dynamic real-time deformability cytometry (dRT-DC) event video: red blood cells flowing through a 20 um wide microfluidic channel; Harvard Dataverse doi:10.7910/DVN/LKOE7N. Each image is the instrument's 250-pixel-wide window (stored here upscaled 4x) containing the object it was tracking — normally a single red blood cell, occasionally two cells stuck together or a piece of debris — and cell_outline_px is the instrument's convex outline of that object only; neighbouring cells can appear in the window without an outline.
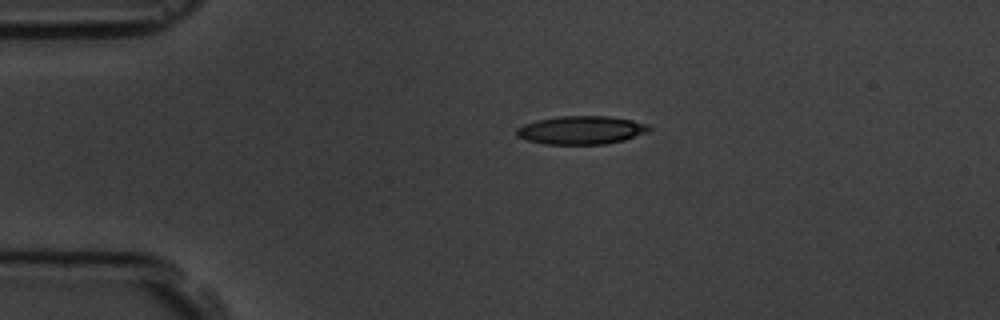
{"species": "common noctule bat (a hibernating species)", "species_latin": "Nyctalus noctula", "temperature_condition": "room temperature", "stored_images_in_passage": 2, "camera_frame_rate_fps": 3000, "um_per_image_px": 0.085, "animal": {"sex": "male", "body_mass_g": 19.5, "forearm_length_mm": 54.6}, "frame": {"image": 1, "passage_image": 1, "time_ms": 0.0, "image_size_px": [1000, 320], "cell_outline_px": [[652, 128], [648, 132], [624, 140], [604, 144], [544, 144], [524, 140], [516, 136], [516, 128], [524, 124], [536, 120], [560, 116], [608, 116], [632, 120], [648, 124]], "centroid_in_image_um": [49.38, 11.06], "position_along_channel_um": 35.6, "area_um2": 22.02}}